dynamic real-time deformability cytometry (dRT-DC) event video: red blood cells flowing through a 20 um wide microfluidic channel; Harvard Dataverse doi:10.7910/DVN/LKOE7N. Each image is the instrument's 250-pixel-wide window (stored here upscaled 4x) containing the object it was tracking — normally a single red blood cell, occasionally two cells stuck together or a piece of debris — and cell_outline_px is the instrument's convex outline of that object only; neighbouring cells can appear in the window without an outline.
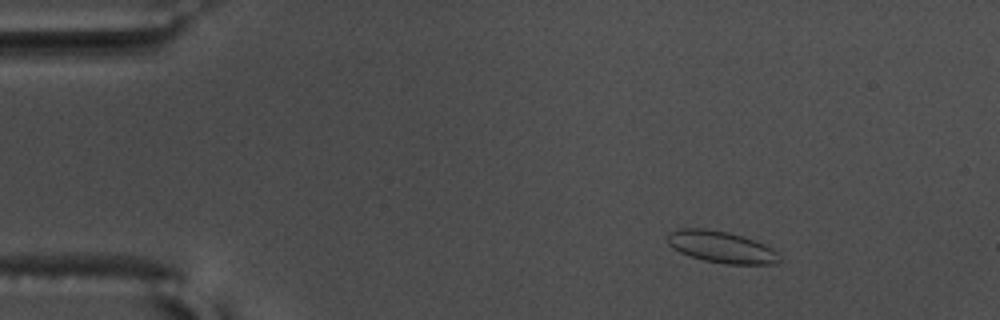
{"species": "common noctule bat (a hibernating species)", "species_latin": "Nyctalus noctula", "temperature_condition": "warm", "stored_images_in_passage": 57, "camera_frame_rate_fps": 3000, "um_per_image_px": 0.085, "animal": {"sex": "male", "body_mass_g": 17.5, "forearm_length_mm": 52.3}, "frame": {"image": 1, "passage_image": 8, "time_ms": 2.333, "image_size_px": [1000, 320], "cell_outline_px": [[780, 260], [776, 264], [728, 264], [704, 260], [688, 256], [672, 248], [668, 244], [668, 232], [676, 228], [704, 228], [728, 232], [744, 236], [764, 244], [772, 248], [776, 252]], "centroid_in_image_um": [61.27, 20.98], "position_along_channel_um": 23.7, "area_um2": 20.75}}
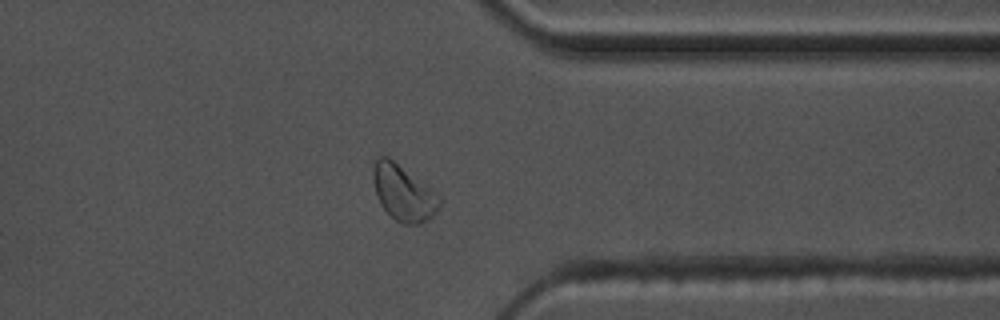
{"frame": {"image": 2, "passage_image": 45, "time_ms": 14.667, "image_size_px": [1000, 320], "cell_outline_px": [[440, 204], [436, 212], [432, 216], [420, 224], [404, 224], [396, 220], [380, 204], [376, 192], [372, 176], [372, 168], [376, 160], [380, 156], [388, 156], [440, 196]], "centroid_in_image_um": [34.27, 16.39], "position_along_channel_um": 377.1, "area_um2": 21.1}}
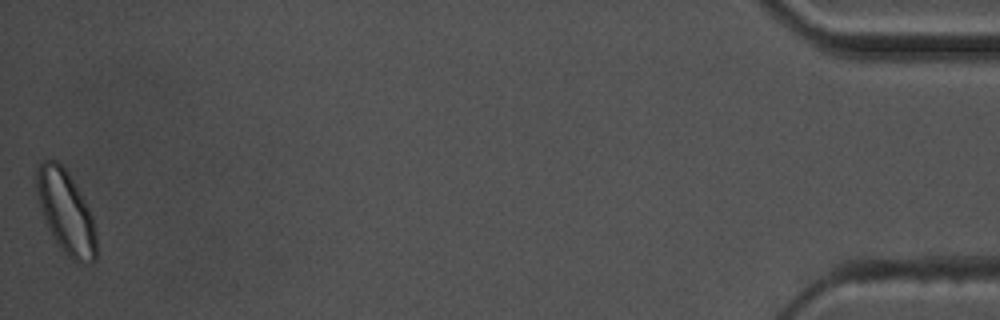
{"frame": {"image": 3, "passage_image": 57, "time_ms": 18.667, "image_size_px": [1000, 320], "cell_outline_px": [[96, 260], [92, 264], [76, 264], [64, 252], [52, 236], [48, 228], [36, 192], [36, 168], [44, 160], [56, 160], [68, 172], [84, 200], [92, 216], [96, 232]], "centroid_in_image_um": [5.62, 18.07], "position_along_channel_um": 429.6, "area_um2": 28.78}, "authors_computed_cell_mechanics": {"area_um2": 19.4786, "velocity_mm_per_s": 3.5661, "shape_relaxation_time_tau1_ms": null, "shape_relaxation_time_tau2_ms": 2.0377, "deformation_change_tau1": null, "deformation_change_tau2": 0.0753}}